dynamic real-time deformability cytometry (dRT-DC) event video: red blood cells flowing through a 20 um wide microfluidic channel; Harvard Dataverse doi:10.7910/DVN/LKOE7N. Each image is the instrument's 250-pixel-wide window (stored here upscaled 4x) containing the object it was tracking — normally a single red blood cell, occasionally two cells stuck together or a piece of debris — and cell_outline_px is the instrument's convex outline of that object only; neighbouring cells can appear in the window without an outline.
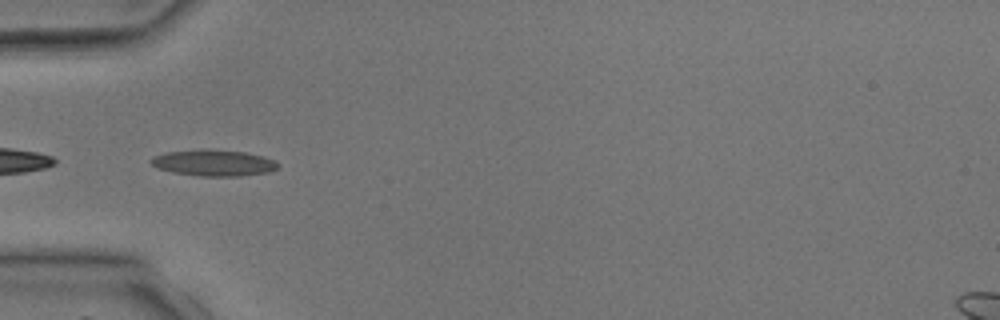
{"species": "common noctule bat (a hibernating species)", "species_latin": "Nyctalus noctula", "temperature_condition": "room temperature", "stored_images_in_passage": 5, "camera_frame_rate_fps": 3000, "um_per_image_px": 0.085, "animal": {"sex": "male", "body_mass_g": 17.9, "forearm_length_mm": 54.2}, "frame": {"image": 1, "passage_image": 5, "time_ms": 4.333, "image_size_px": [1000, 320], "cell_outline_px": [[280, 164], [276, 168], [268, 172], [240, 176], [200, 176], [172, 172], [156, 168], [148, 160], [152, 156], [168, 152], [200, 148], [208, 148], [244, 152], [264, 156], [276, 160]], "centroid_in_image_um": [18.14, 13.83], "position_along_channel_um": 66.9, "area_um2": 19.77}}